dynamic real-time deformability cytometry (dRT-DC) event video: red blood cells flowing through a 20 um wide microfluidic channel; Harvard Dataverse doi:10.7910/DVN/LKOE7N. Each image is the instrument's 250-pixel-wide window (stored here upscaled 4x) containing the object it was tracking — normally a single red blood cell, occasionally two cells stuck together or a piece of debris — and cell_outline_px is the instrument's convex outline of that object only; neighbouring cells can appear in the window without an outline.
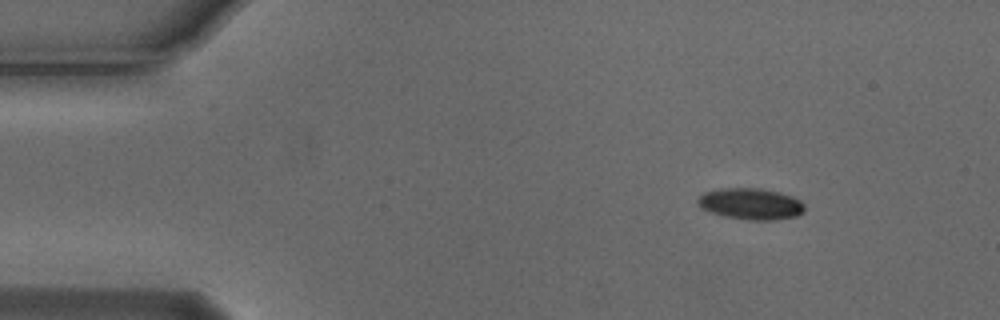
{"species": "Egyptian fruit bat (a non-hibernating species)", "species_latin": "Rousettus aegyptiacus", "temperature_condition": "cold", "stored_images_in_passage": 6, "camera_frame_rate_fps": 3000, "um_per_image_px": 0.085, "animal": {"sex": "male"}, "frame": {"image": 1, "passage_image": 1, "time_ms": 0.0, "image_size_px": [1000, 320], "cell_outline_px": [[804, 212], [796, 216], [772, 220], [748, 220], [724, 216], [700, 208], [696, 204], [696, 200], [704, 192], [720, 188], [760, 188], [780, 192], [792, 196], [800, 200], [804, 204]], "centroid_in_image_um": [63.8, 17.32], "position_along_channel_um": 21.2, "area_um2": 19.65}}
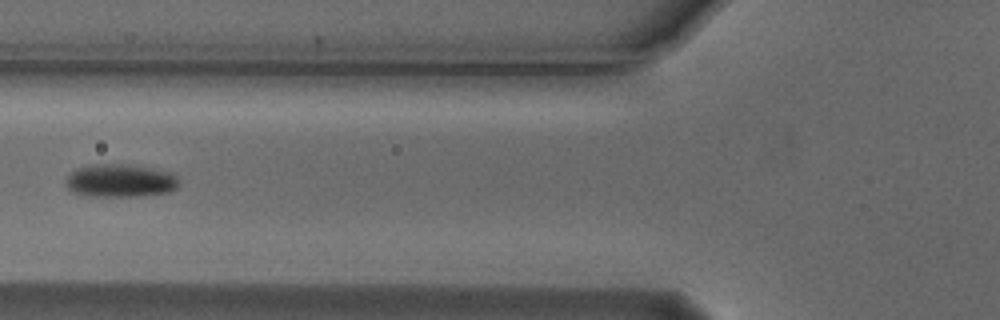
{"frame": {"image": 2, "passage_image": 5, "time_ms": 1.333, "image_size_px": [1000, 320], "cell_outline_px": [[176, 188], [168, 192], [140, 196], [88, 196], [72, 192], [68, 188], [68, 176], [72, 172], [80, 168], [100, 164], [128, 164], [152, 168], [172, 172], [176, 176]], "centroid_in_image_um": [10.25, 15.36], "position_along_channel_um": 115.5, "area_um2": 21.39}}
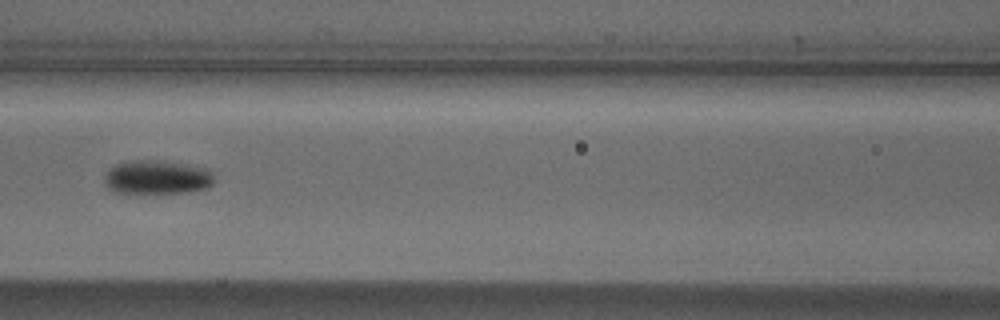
{"frame": {"image": 3, "passage_image": 6, "time_ms": 1.667, "image_size_px": [1000, 320], "cell_outline_px": [[216, 180], [208, 188], [184, 192], [116, 192], [108, 188], [104, 184], [104, 176], [108, 168], [116, 164], [132, 160], [156, 160], [184, 164], [208, 168], [212, 172]], "centroid_in_image_um": [13.35, 15.05], "position_along_channel_um": 153.2, "area_um2": 21.68}}